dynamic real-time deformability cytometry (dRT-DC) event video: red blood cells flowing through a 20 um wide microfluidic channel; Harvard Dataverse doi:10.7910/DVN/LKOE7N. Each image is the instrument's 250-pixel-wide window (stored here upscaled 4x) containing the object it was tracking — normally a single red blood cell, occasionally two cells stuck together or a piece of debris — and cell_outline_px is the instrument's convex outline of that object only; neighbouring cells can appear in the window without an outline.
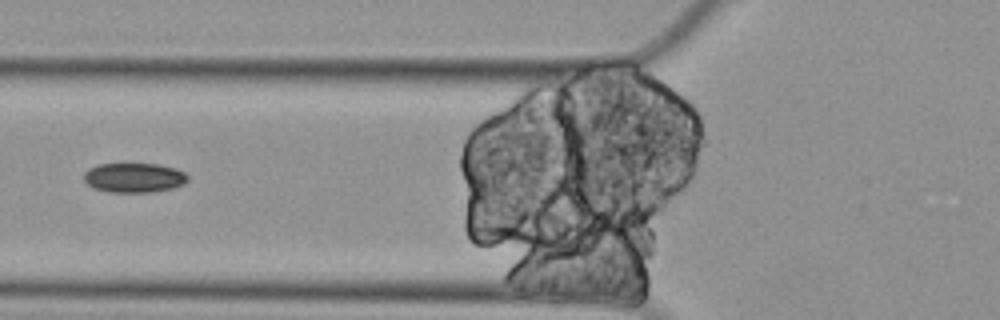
{"species": "Egyptian fruit bat (a non-hibernating species)", "species_latin": "Rousettus aegyptiacus", "temperature_condition": "cold", "stored_images_in_passage": 8, "camera_frame_rate_fps": 3000, "um_per_image_px": 0.085, "animal": {"sex": "female"}, "frame": {"image": 1, "passage_image": 7, "time_ms": 2.0, "image_size_px": [1000, 320], "cell_outline_px": [[188, 180], [184, 184], [172, 188], [152, 192], [108, 192], [96, 188], [88, 184], [84, 180], [84, 172], [88, 168], [96, 164], [160, 164], [176, 168], [184, 172], [188, 176]], "centroid_in_image_um": [11.4, 15.09], "position_along_channel_um": 114.4, "area_um2": 17.98}}
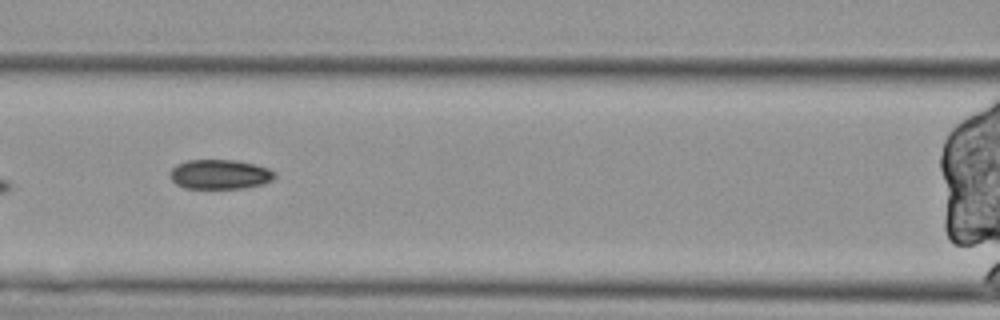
{"frame": {"image": 2, "passage_image": 8, "time_ms": 2.333, "image_size_px": [1000, 320], "cell_outline_px": [[276, 176], [272, 180], [264, 184], [244, 188], [184, 188], [176, 184], [168, 176], [168, 172], [176, 164], [188, 160], [236, 160], [268, 168], [276, 172]], "centroid_in_image_um": [18.66, 14.82], "position_along_channel_um": 147.9, "area_um2": 18.21}}